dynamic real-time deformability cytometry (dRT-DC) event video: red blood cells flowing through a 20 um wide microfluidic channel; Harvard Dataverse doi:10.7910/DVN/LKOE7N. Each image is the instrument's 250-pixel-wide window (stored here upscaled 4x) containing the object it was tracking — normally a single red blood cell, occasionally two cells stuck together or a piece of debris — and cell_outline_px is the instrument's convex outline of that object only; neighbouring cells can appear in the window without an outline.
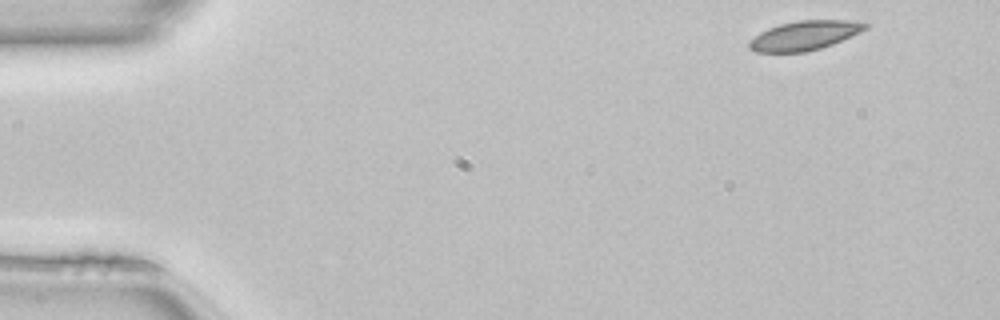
{"species": "common noctule bat (a hibernating species)", "species_latin": "Nyctalus noctula", "temperature_condition": "room temperature", "stored_images_in_passage": 47, "camera_frame_rate_fps": 3000, "um_per_image_px": 0.085, "animal": {"sex": "female", "body_mass_g": 22.7, "forearm_length_mm": 54.2}, "frame": {"image": 1, "passage_image": 1, "time_ms": 0.0, "image_size_px": [1000, 320], "cell_outline_px": [[868, 28], [832, 44], [820, 48], [804, 52], [756, 52], [748, 48], [748, 40], [760, 32], [768, 28], [780, 24], [800, 20], [848, 20], [868, 24]], "centroid_in_image_um": [68.33, 3.02], "position_along_channel_um": 16.7, "area_um2": 19.65}}
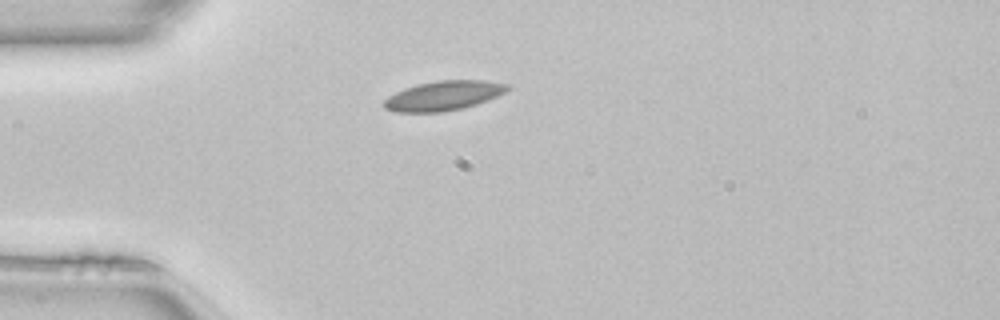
{"frame": {"image": 2, "passage_image": 10, "time_ms": 3.0, "image_size_px": [1000, 320], "cell_outline_px": [[512, 88], [496, 96], [476, 104], [464, 108], [440, 112], [392, 112], [384, 108], [384, 100], [388, 96], [404, 88], [416, 84], [436, 80], [484, 80], [508, 84]], "centroid_in_image_um": [37.67, 8.13], "position_along_channel_um": 47.3, "area_um2": 21.33}}
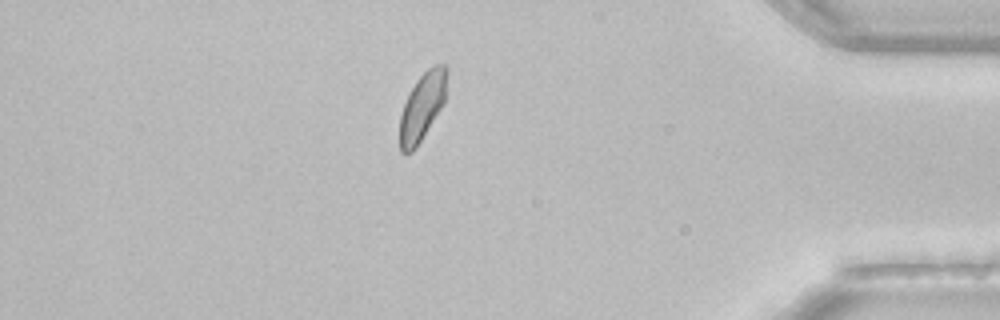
{"frame": {"image": 3, "passage_image": 40, "time_ms": 13.0, "image_size_px": [1000, 320], "cell_outline_px": [[448, 68], [444, 104], [416, 148], [412, 152], [404, 156], [400, 152], [400, 116], [404, 104], [416, 80], [432, 64], [444, 64]], "centroid_in_image_um": [35.9, 9.07], "position_along_channel_um": 399.3, "area_um2": 18.73}, "authors_computed_cell_mechanics": {"area_um2": 19.5364, "velocity_mm_per_s": 4.0726, "shape_relaxation_time_tau1_ms": 10.2551, "shape_relaxation_time_tau2_ms": null, "deformation_change_tau1": 0.1483, "deformation_change_tau2": null}}